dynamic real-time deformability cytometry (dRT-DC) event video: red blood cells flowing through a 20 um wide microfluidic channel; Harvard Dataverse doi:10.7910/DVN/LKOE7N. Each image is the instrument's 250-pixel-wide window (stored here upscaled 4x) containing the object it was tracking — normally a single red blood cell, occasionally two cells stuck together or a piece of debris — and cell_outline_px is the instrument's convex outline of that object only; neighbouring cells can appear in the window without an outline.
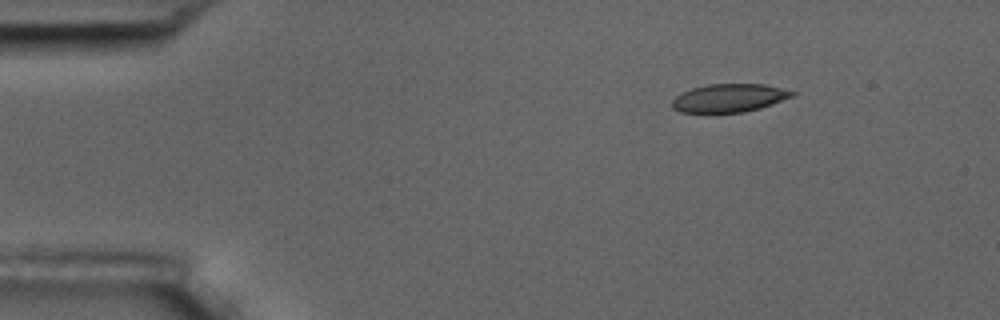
{"species": "common noctule bat (a hibernating species)", "species_latin": "Nyctalus noctula", "temperature_condition": "room temperature", "stored_images_in_passage": 3, "camera_frame_rate_fps": 3000, "um_per_image_px": 0.085, "animal": {"sex": "male", "body_mass_g": 17.5, "forearm_length_mm": 52.3}, "frame": {"image": 1, "passage_image": 1, "time_ms": 0.0, "image_size_px": [1000, 320], "cell_outline_px": [[796, 96], [760, 108], [744, 112], [680, 112], [672, 108], [672, 100], [676, 96], [692, 88], [708, 84], [764, 84], [796, 92]], "centroid_in_image_um": [62.01, 8.33], "position_along_channel_um": 23.0, "area_um2": 19.65}}